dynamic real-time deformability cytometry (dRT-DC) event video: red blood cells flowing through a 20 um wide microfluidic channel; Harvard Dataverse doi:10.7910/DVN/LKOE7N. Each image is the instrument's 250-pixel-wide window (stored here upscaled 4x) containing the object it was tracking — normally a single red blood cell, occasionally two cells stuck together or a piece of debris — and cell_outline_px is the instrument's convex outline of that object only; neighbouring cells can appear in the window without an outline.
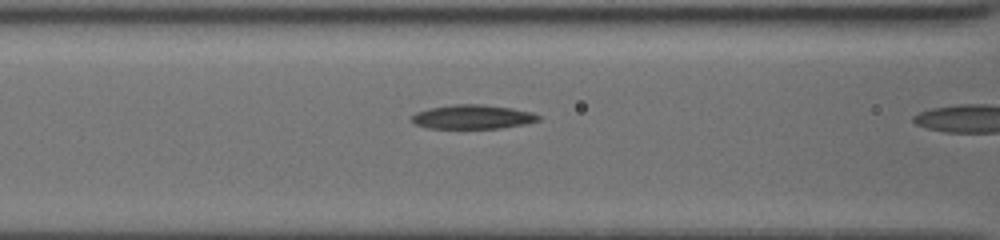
{"species": "common noctule bat (a hibernating species)", "species_latin": "Nyctalus noctula", "temperature_condition": "cold", "stored_images_in_passage": 9, "camera_frame_rate_fps": 3000, "um_per_image_px": 0.085, "animal": {"sex": "female", "body_mass_g": 19.5, "forearm_length_mm": 54.1}, "frame": {"image": 1, "passage_image": 8, "time_ms": 2.333, "image_size_px": [1000, 240], "cell_outline_px": [[540, 120], [524, 124], [500, 128], [428, 128], [416, 124], [412, 120], [412, 116], [416, 112], [428, 108], [452, 104], [484, 104], [512, 108], [532, 112], [540, 116]], "centroid_in_image_um": [40.18, 9.92], "position_along_channel_um": 126.4, "area_um2": 17.8}}